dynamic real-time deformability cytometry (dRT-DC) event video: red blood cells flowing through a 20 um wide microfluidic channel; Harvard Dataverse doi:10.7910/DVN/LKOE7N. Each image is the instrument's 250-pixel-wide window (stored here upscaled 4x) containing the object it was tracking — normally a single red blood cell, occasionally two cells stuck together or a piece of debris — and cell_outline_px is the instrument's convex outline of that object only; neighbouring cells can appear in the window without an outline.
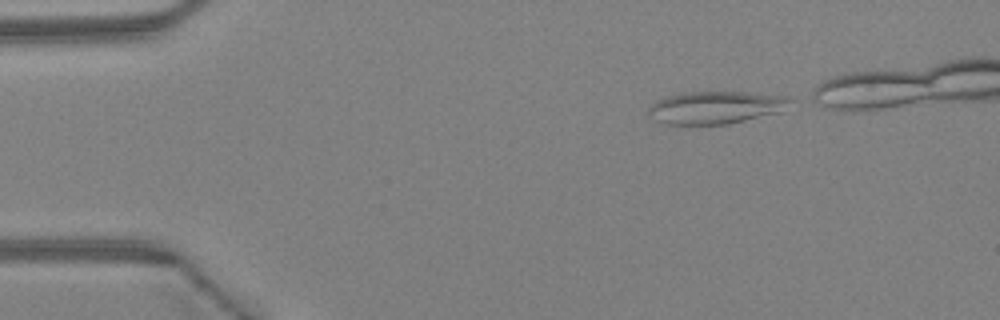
{"species": "Egyptian fruit bat (a non-hibernating species)", "species_latin": "Rousettus aegyptiacus", "temperature_condition": "warm", "stored_images_in_passage": 34, "camera_frame_rate_fps": 3000, "um_per_image_px": 0.085, "animal": {"sex": "female"}, "frame": {"image": 1, "passage_image": 1, "time_ms": 0.0, "image_size_px": [1000, 320], "cell_outline_px": [[796, 100], [780, 112], [728, 124], [664, 124], [648, 116], [648, 108], [656, 100], [668, 96], [684, 92], [748, 92], [788, 96]], "centroid_in_image_um": [60.86, 9.13], "position_along_channel_um": 24.1, "area_um2": 27.05}}
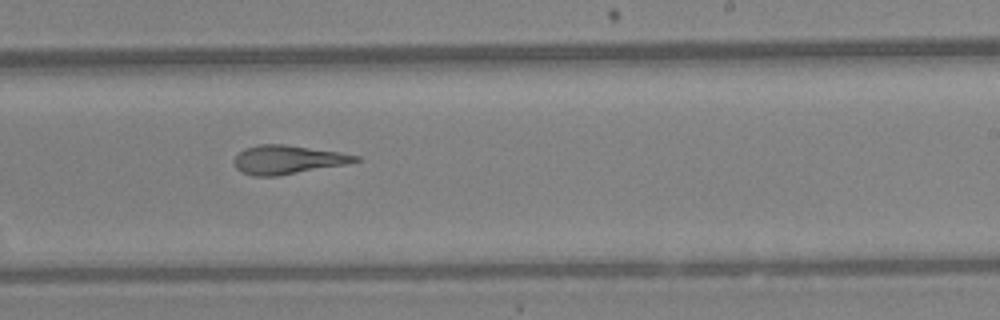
{"frame": {"image": 2, "passage_image": 22, "time_ms": 7.0, "image_size_px": [1000, 320], "cell_outline_px": [[360, 160], [344, 164], [276, 176], [252, 176], [236, 168], [236, 156], [244, 148], [256, 144], [284, 144], [340, 152], [360, 156]], "centroid_in_image_um": [24.44, 13.55], "position_along_channel_um": 264.6, "area_um2": 19.94}}
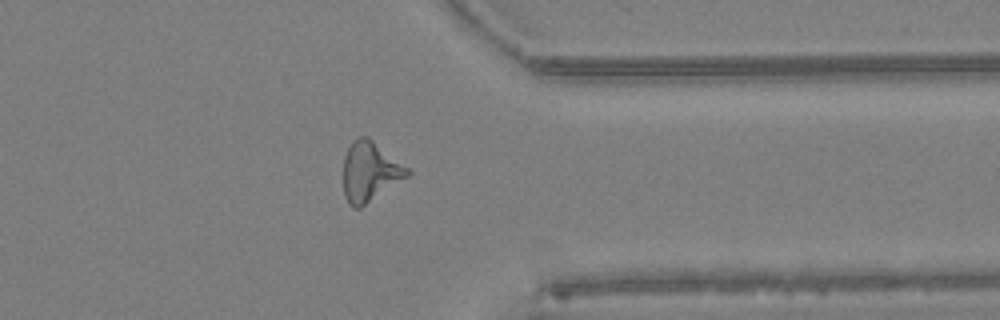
{"frame": {"image": 3, "passage_image": 30, "time_ms": 9.667, "image_size_px": [1000, 320], "cell_outline_px": [[412, 172], [408, 176], [360, 208], [352, 208], [348, 204], [344, 196], [344, 156], [352, 140], [360, 136], [368, 136], [408, 168]], "centroid_in_image_um": [31.42, 14.59], "position_along_channel_um": 380.0, "area_um2": 22.14}, "authors_computed_cell_mechanics": {"area_um2": 20.8947, "velocity_mm_per_s": 4.537, "shape_relaxation_time_tau1_ms": null, "shape_relaxation_time_tau2_ms": 2.6582, "deformation_change_tau1": null, "deformation_change_tau2": 0.138}}